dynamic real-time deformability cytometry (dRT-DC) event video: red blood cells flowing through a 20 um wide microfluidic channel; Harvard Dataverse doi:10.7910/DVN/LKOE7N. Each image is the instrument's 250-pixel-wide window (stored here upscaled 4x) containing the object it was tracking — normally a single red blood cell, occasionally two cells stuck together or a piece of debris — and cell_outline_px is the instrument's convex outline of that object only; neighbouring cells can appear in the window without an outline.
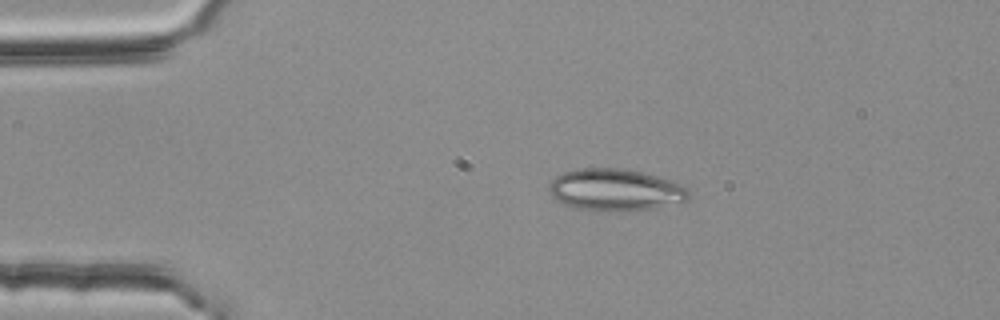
{"species": "common noctule bat (a hibernating species)", "species_latin": "Nyctalus noctula", "temperature_condition": "room temperature", "stored_images_in_passage": 38, "camera_frame_rate_fps": 3000, "um_per_image_px": 0.085, "animal": {"sex": "female", "body_mass_g": 25.1}, "frame": {"image": 1, "passage_image": 2, "time_ms": 0.333, "image_size_px": [1000, 320], "cell_outline_px": [[688, 200], [656, 208], [624, 212], [604, 212], [576, 208], [564, 204], [556, 200], [548, 192], [548, 184], [556, 176], [564, 172], [580, 168], [620, 168], [640, 172], [672, 180], [688, 188]], "centroid_in_image_um": [52.28, 16.16], "position_along_channel_um": 32.7, "area_um2": 34.51}}
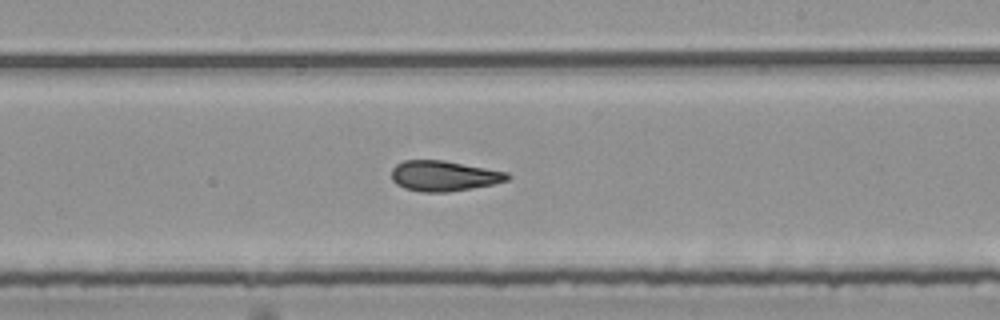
{"frame": {"image": 2, "passage_image": 23, "time_ms": 7.333, "image_size_px": [1000, 320], "cell_outline_px": [[512, 176], [508, 180], [492, 184], [448, 192], [420, 192], [404, 188], [396, 184], [392, 180], [392, 168], [396, 164], [404, 160], [444, 160], [508, 172]], "centroid_in_image_um": [37.72, 14.95], "position_along_channel_um": 251.3, "area_um2": 20.58}}
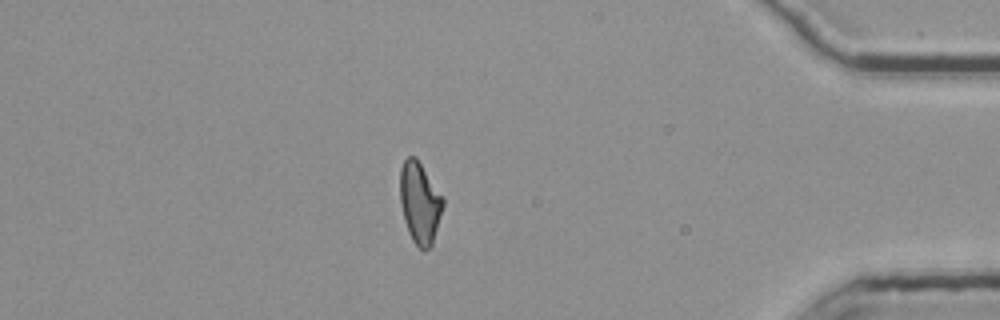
{"frame": {"image": 3, "passage_image": 38, "time_ms": 12.333, "image_size_px": [1000, 320], "cell_outline_px": [[444, 204], [432, 244], [424, 252], [412, 240], [408, 232], [404, 220], [400, 200], [400, 168], [404, 160], [408, 156], [416, 156], [444, 196]], "centroid_in_image_um": [35.69, 17.2], "position_along_channel_um": 399.5, "area_um2": 20.58}, "authors_computed_cell_mechanics": {"area_um2": 20.5768, "velocity_mm_per_s": 3.7888, "shape_relaxation_time_tau1_ms": null, "shape_relaxation_time_tau2_ms": 3.2471, "deformation_change_tau1": null, "deformation_change_tau2": 0.1177}}